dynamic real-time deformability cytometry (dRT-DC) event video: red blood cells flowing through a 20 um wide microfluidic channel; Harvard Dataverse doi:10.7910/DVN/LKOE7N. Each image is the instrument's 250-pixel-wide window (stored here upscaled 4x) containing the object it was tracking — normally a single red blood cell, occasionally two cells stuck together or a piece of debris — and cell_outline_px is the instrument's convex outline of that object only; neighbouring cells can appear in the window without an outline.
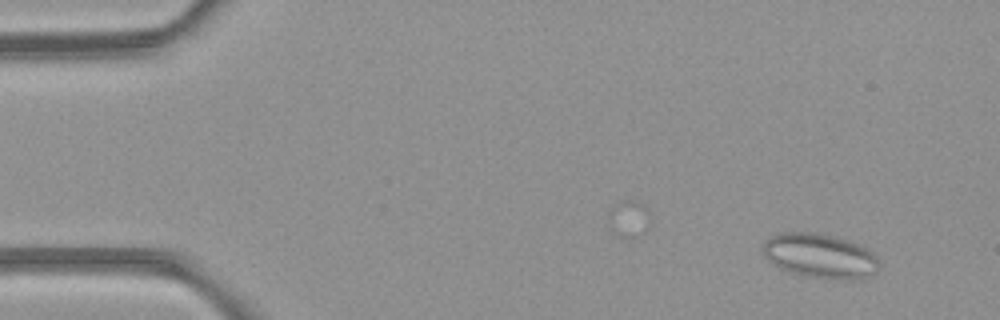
{"species": "common noctule bat (a hibernating species)", "species_latin": "Nyctalus noctula", "temperature_condition": "room temperature", "stored_images_in_passage": 5, "camera_frame_rate_fps": 3000, "um_per_image_px": 0.085, "animal": {"sex": "female", "body_mass_g": 21.9}, "frame": {"image": 1, "passage_image": 2, "time_ms": 1.0, "image_size_px": [1000, 320], "cell_outline_px": [[880, 268], [868, 276], [860, 280], [840, 280], [808, 276], [792, 272], [780, 268], [768, 260], [760, 252], [760, 248], [764, 240], [780, 232], [816, 232], [836, 236], [860, 244], [868, 248], [880, 260]], "centroid_in_image_um": [69.71, 21.74], "position_along_channel_um": 15.3, "area_um2": 30.81}}